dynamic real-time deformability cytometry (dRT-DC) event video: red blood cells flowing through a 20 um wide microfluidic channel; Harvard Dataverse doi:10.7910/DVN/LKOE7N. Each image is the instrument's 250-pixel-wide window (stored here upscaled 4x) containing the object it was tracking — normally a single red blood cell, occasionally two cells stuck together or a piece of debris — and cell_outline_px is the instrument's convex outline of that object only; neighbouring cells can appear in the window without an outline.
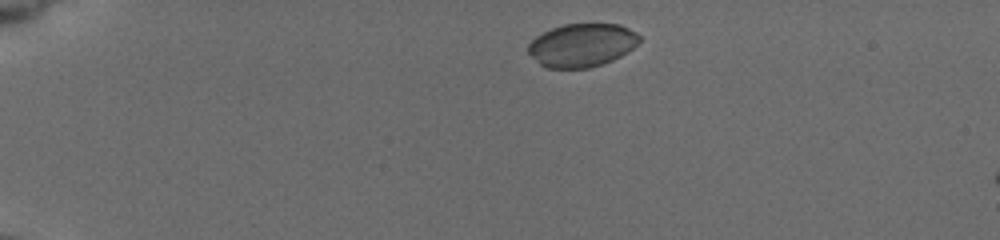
{"species": "common noctule bat (a hibernating species)", "species_latin": "Nyctalus noctula", "temperature_condition": "cold", "stored_images_in_passage": 3, "camera_frame_rate_fps": 3000, "um_per_image_px": 0.085, "animal": {"sex": "female", "body_mass_g": 19.5, "forearm_length_mm": 54.1}, "frame": {"image": 1, "passage_image": 1, "time_ms": 0.0, "image_size_px": [1000, 240], "cell_outline_px": [[640, 40], [628, 52], [612, 60], [588, 68], [548, 68], [540, 64], [528, 52], [528, 44], [536, 36], [552, 28], [564, 24], [620, 24], [636, 32], [640, 36]], "centroid_in_image_um": [49.46, 3.83], "position_along_channel_um": 35.5, "area_um2": 27.86}}